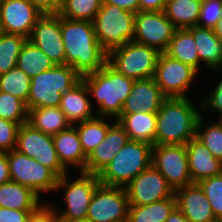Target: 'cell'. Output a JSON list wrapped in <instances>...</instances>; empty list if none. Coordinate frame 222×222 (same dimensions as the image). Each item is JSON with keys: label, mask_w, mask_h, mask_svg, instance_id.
Segmentation results:
<instances>
[{"label": "cell", "mask_w": 222, "mask_h": 222, "mask_svg": "<svg viewBox=\"0 0 222 222\" xmlns=\"http://www.w3.org/2000/svg\"><path fill=\"white\" fill-rule=\"evenodd\" d=\"M202 0H167L163 10L165 16L177 29L196 26Z\"/></svg>", "instance_id": "f546056e"}, {"label": "cell", "mask_w": 222, "mask_h": 222, "mask_svg": "<svg viewBox=\"0 0 222 222\" xmlns=\"http://www.w3.org/2000/svg\"><path fill=\"white\" fill-rule=\"evenodd\" d=\"M53 143L61 165L67 170L69 165L85 172V155L77 129L71 125L68 129L53 135Z\"/></svg>", "instance_id": "603a6c76"}, {"label": "cell", "mask_w": 222, "mask_h": 222, "mask_svg": "<svg viewBox=\"0 0 222 222\" xmlns=\"http://www.w3.org/2000/svg\"><path fill=\"white\" fill-rule=\"evenodd\" d=\"M215 222H222V219H216Z\"/></svg>", "instance_id": "f5cc1de1"}, {"label": "cell", "mask_w": 222, "mask_h": 222, "mask_svg": "<svg viewBox=\"0 0 222 222\" xmlns=\"http://www.w3.org/2000/svg\"><path fill=\"white\" fill-rule=\"evenodd\" d=\"M93 22L96 38L108 53L110 50L132 41L135 13L112 4H102Z\"/></svg>", "instance_id": "52a82bcc"}, {"label": "cell", "mask_w": 222, "mask_h": 222, "mask_svg": "<svg viewBox=\"0 0 222 222\" xmlns=\"http://www.w3.org/2000/svg\"><path fill=\"white\" fill-rule=\"evenodd\" d=\"M26 40L20 35L0 33V75L17 66L18 56Z\"/></svg>", "instance_id": "e575fe53"}, {"label": "cell", "mask_w": 222, "mask_h": 222, "mask_svg": "<svg viewBox=\"0 0 222 222\" xmlns=\"http://www.w3.org/2000/svg\"><path fill=\"white\" fill-rule=\"evenodd\" d=\"M189 97L166 98L157 112L155 145H185L196 135L200 114Z\"/></svg>", "instance_id": "7a4b0ae2"}, {"label": "cell", "mask_w": 222, "mask_h": 222, "mask_svg": "<svg viewBox=\"0 0 222 222\" xmlns=\"http://www.w3.org/2000/svg\"><path fill=\"white\" fill-rule=\"evenodd\" d=\"M78 174V178L72 182L67 177L68 172L58 178L56 191L63 189L66 208L59 213L56 209L58 206H52L60 222L86 219L91 198L100 184L98 175L84 171H79Z\"/></svg>", "instance_id": "ba28073f"}, {"label": "cell", "mask_w": 222, "mask_h": 222, "mask_svg": "<svg viewBox=\"0 0 222 222\" xmlns=\"http://www.w3.org/2000/svg\"><path fill=\"white\" fill-rule=\"evenodd\" d=\"M72 222H92V221H90L89 219H82V220H75Z\"/></svg>", "instance_id": "f907efd6"}, {"label": "cell", "mask_w": 222, "mask_h": 222, "mask_svg": "<svg viewBox=\"0 0 222 222\" xmlns=\"http://www.w3.org/2000/svg\"><path fill=\"white\" fill-rule=\"evenodd\" d=\"M185 147L192 183L220 175L222 161L215 158L199 139H190Z\"/></svg>", "instance_id": "44dd1931"}, {"label": "cell", "mask_w": 222, "mask_h": 222, "mask_svg": "<svg viewBox=\"0 0 222 222\" xmlns=\"http://www.w3.org/2000/svg\"><path fill=\"white\" fill-rule=\"evenodd\" d=\"M0 118L19 125L28 122V109L19 98L0 91Z\"/></svg>", "instance_id": "8d00e7d4"}, {"label": "cell", "mask_w": 222, "mask_h": 222, "mask_svg": "<svg viewBox=\"0 0 222 222\" xmlns=\"http://www.w3.org/2000/svg\"><path fill=\"white\" fill-rule=\"evenodd\" d=\"M176 29L163 11H139L135 13L133 41L165 52Z\"/></svg>", "instance_id": "4fadbf2b"}, {"label": "cell", "mask_w": 222, "mask_h": 222, "mask_svg": "<svg viewBox=\"0 0 222 222\" xmlns=\"http://www.w3.org/2000/svg\"><path fill=\"white\" fill-rule=\"evenodd\" d=\"M42 14H56L61 9L62 0H28Z\"/></svg>", "instance_id": "ee69618b"}, {"label": "cell", "mask_w": 222, "mask_h": 222, "mask_svg": "<svg viewBox=\"0 0 222 222\" xmlns=\"http://www.w3.org/2000/svg\"><path fill=\"white\" fill-rule=\"evenodd\" d=\"M129 140L119 123H113L104 140L87 156L85 172L99 175Z\"/></svg>", "instance_id": "ffe728a7"}, {"label": "cell", "mask_w": 222, "mask_h": 222, "mask_svg": "<svg viewBox=\"0 0 222 222\" xmlns=\"http://www.w3.org/2000/svg\"><path fill=\"white\" fill-rule=\"evenodd\" d=\"M203 119L202 115L198 119L195 137L208 148L215 158L222 161V126L218 122L205 125Z\"/></svg>", "instance_id": "d590c367"}, {"label": "cell", "mask_w": 222, "mask_h": 222, "mask_svg": "<svg viewBox=\"0 0 222 222\" xmlns=\"http://www.w3.org/2000/svg\"><path fill=\"white\" fill-rule=\"evenodd\" d=\"M102 4H112L119 8L137 13L139 12V0H103Z\"/></svg>", "instance_id": "f6af8a7d"}, {"label": "cell", "mask_w": 222, "mask_h": 222, "mask_svg": "<svg viewBox=\"0 0 222 222\" xmlns=\"http://www.w3.org/2000/svg\"><path fill=\"white\" fill-rule=\"evenodd\" d=\"M167 0H139V11H163Z\"/></svg>", "instance_id": "bcb514c9"}, {"label": "cell", "mask_w": 222, "mask_h": 222, "mask_svg": "<svg viewBox=\"0 0 222 222\" xmlns=\"http://www.w3.org/2000/svg\"><path fill=\"white\" fill-rule=\"evenodd\" d=\"M128 206L125 187L100 183L91 198L86 219L92 222H127Z\"/></svg>", "instance_id": "8fae6325"}, {"label": "cell", "mask_w": 222, "mask_h": 222, "mask_svg": "<svg viewBox=\"0 0 222 222\" xmlns=\"http://www.w3.org/2000/svg\"><path fill=\"white\" fill-rule=\"evenodd\" d=\"M165 53L199 72V56L192 33L187 29H176Z\"/></svg>", "instance_id": "83f0119b"}, {"label": "cell", "mask_w": 222, "mask_h": 222, "mask_svg": "<svg viewBox=\"0 0 222 222\" xmlns=\"http://www.w3.org/2000/svg\"><path fill=\"white\" fill-rule=\"evenodd\" d=\"M176 207L191 222H215L209 200L198 183L180 187L174 192Z\"/></svg>", "instance_id": "d6986e66"}, {"label": "cell", "mask_w": 222, "mask_h": 222, "mask_svg": "<svg viewBox=\"0 0 222 222\" xmlns=\"http://www.w3.org/2000/svg\"><path fill=\"white\" fill-rule=\"evenodd\" d=\"M128 134L130 140L155 145L157 113L136 112L120 114L115 120Z\"/></svg>", "instance_id": "d4e9b609"}, {"label": "cell", "mask_w": 222, "mask_h": 222, "mask_svg": "<svg viewBox=\"0 0 222 222\" xmlns=\"http://www.w3.org/2000/svg\"><path fill=\"white\" fill-rule=\"evenodd\" d=\"M112 125L104 117L100 116L73 125L77 129L81 146L86 156L104 140L108 129Z\"/></svg>", "instance_id": "1f68e13d"}, {"label": "cell", "mask_w": 222, "mask_h": 222, "mask_svg": "<svg viewBox=\"0 0 222 222\" xmlns=\"http://www.w3.org/2000/svg\"><path fill=\"white\" fill-rule=\"evenodd\" d=\"M28 40L44 51L55 65H65V49L58 13L42 14Z\"/></svg>", "instance_id": "e0dca14e"}, {"label": "cell", "mask_w": 222, "mask_h": 222, "mask_svg": "<svg viewBox=\"0 0 222 222\" xmlns=\"http://www.w3.org/2000/svg\"><path fill=\"white\" fill-rule=\"evenodd\" d=\"M27 123L34 129L52 136L71 126L59 107L29 109Z\"/></svg>", "instance_id": "4316f807"}, {"label": "cell", "mask_w": 222, "mask_h": 222, "mask_svg": "<svg viewBox=\"0 0 222 222\" xmlns=\"http://www.w3.org/2000/svg\"><path fill=\"white\" fill-rule=\"evenodd\" d=\"M166 98L154 77L135 80L120 114L157 113Z\"/></svg>", "instance_id": "ac0fdd59"}, {"label": "cell", "mask_w": 222, "mask_h": 222, "mask_svg": "<svg viewBox=\"0 0 222 222\" xmlns=\"http://www.w3.org/2000/svg\"><path fill=\"white\" fill-rule=\"evenodd\" d=\"M102 3L103 0H62L58 14L65 19L92 22Z\"/></svg>", "instance_id": "d6a6232c"}, {"label": "cell", "mask_w": 222, "mask_h": 222, "mask_svg": "<svg viewBox=\"0 0 222 222\" xmlns=\"http://www.w3.org/2000/svg\"><path fill=\"white\" fill-rule=\"evenodd\" d=\"M213 92L208 95V97L202 98V104H200L202 109L210 108L218 114L222 113V78L215 86Z\"/></svg>", "instance_id": "b9f144b4"}, {"label": "cell", "mask_w": 222, "mask_h": 222, "mask_svg": "<svg viewBox=\"0 0 222 222\" xmlns=\"http://www.w3.org/2000/svg\"><path fill=\"white\" fill-rule=\"evenodd\" d=\"M71 66L55 65L31 78L27 109L59 107L62 94L81 81Z\"/></svg>", "instance_id": "277c9868"}, {"label": "cell", "mask_w": 222, "mask_h": 222, "mask_svg": "<svg viewBox=\"0 0 222 222\" xmlns=\"http://www.w3.org/2000/svg\"><path fill=\"white\" fill-rule=\"evenodd\" d=\"M198 72L189 65L161 52L155 69L154 79L167 98L187 97Z\"/></svg>", "instance_id": "7c38bea8"}, {"label": "cell", "mask_w": 222, "mask_h": 222, "mask_svg": "<svg viewBox=\"0 0 222 222\" xmlns=\"http://www.w3.org/2000/svg\"><path fill=\"white\" fill-rule=\"evenodd\" d=\"M219 116H220V118H219V120H217V122L222 126V113Z\"/></svg>", "instance_id": "816d5d0a"}, {"label": "cell", "mask_w": 222, "mask_h": 222, "mask_svg": "<svg viewBox=\"0 0 222 222\" xmlns=\"http://www.w3.org/2000/svg\"><path fill=\"white\" fill-rule=\"evenodd\" d=\"M129 205H146L172 197L173 188L164 176L151 164L126 186Z\"/></svg>", "instance_id": "9a60e30c"}, {"label": "cell", "mask_w": 222, "mask_h": 222, "mask_svg": "<svg viewBox=\"0 0 222 222\" xmlns=\"http://www.w3.org/2000/svg\"><path fill=\"white\" fill-rule=\"evenodd\" d=\"M160 52L135 41L110 50L107 63L118 73L134 80L154 77Z\"/></svg>", "instance_id": "8992f818"}, {"label": "cell", "mask_w": 222, "mask_h": 222, "mask_svg": "<svg viewBox=\"0 0 222 222\" xmlns=\"http://www.w3.org/2000/svg\"><path fill=\"white\" fill-rule=\"evenodd\" d=\"M151 164L174 191L192 184L185 145H153Z\"/></svg>", "instance_id": "5bb4252c"}, {"label": "cell", "mask_w": 222, "mask_h": 222, "mask_svg": "<svg viewBox=\"0 0 222 222\" xmlns=\"http://www.w3.org/2000/svg\"><path fill=\"white\" fill-rule=\"evenodd\" d=\"M20 125L0 118V152L15 149Z\"/></svg>", "instance_id": "ab89813d"}, {"label": "cell", "mask_w": 222, "mask_h": 222, "mask_svg": "<svg viewBox=\"0 0 222 222\" xmlns=\"http://www.w3.org/2000/svg\"><path fill=\"white\" fill-rule=\"evenodd\" d=\"M29 187L9 180L0 185V207L14 210H36L42 202Z\"/></svg>", "instance_id": "484cf974"}, {"label": "cell", "mask_w": 222, "mask_h": 222, "mask_svg": "<svg viewBox=\"0 0 222 222\" xmlns=\"http://www.w3.org/2000/svg\"><path fill=\"white\" fill-rule=\"evenodd\" d=\"M15 149L36 159L51 169L59 178L68 171L61 165L53 143V136L34 129L30 124L20 125Z\"/></svg>", "instance_id": "30bf717a"}, {"label": "cell", "mask_w": 222, "mask_h": 222, "mask_svg": "<svg viewBox=\"0 0 222 222\" xmlns=\"http://www.w3.org/2000/svg\"><path fill=\"white\" fill-rule=\"evenodd\" d=\"M222 18V0H202L197 26L213 29Z\"/></svg>", "instance_id": "f35d334b"}, {"label": "cell", "mask_w": 222, "mask_h": 222, "mask_svg": "<svg viewBox=\"0 0 222 222\" xmlns=\"http://www.w3.org/2000/svg\"><path fill=\"white\" fill-rule=\"evenodd\" d=\"M65 64L81 76L100 70L107 63V52L98 42L93 22L60 16Z\"/></svg>", "instance_id": "6da1fadb"}, {"label": "cell", "mask_w": 222, "mask_h": 222, "mask_svg": "<svg viewBox=\"0 0 222 222\" xmlns=\"http://www.w3.org/2000/svg\"><path fill=\"white\" fill-rule=\"evenodd\" d=\"M42 13L28 0H0V30L29 39Z\"/></svg>", "instance_id": "2e32d148"}, {"label": "cell", "mask_w": 222, "mask_h": 222, "mask_svg": "<svg viewBox=\"0 0 222 222\" xmlns=\"http://www.w3.org/2000/svg\"><path fill=\"white\" fill-rule=\"evenodd\" d=\"M81 80L85 83L89 95H93L100 117L120 116L126 98L129 96L134 79L118 73L108 63L100 70L84 75Z\"/></svg>", "instance_id": "3957f363"}, {"label": "cell", "mask_w": 222, "mask_h": 222, "mask_svg": "<svg viewBox=\"0 0 222 222\" xmlns=\"http://www.w3.org/2000/svg\"><path fill=\"white\" fill-rule=\"evenodd\" d=\"M165 222H191L183 213L176 207L168 216Z\"/></svg>", "instance_id": "c3c4849f"}, {"label": "cell", "mask_w": 222, "mask_h": 222, "mask_svg": "<svg viewBox=\"0 0 222 222\" xmlns=\"http://www.w3.org/2000/svg\"><path fill=\"white\" fill-rule=\"evenodd\" d=\"M193 35L199 61L209 69L219 70L222 66V40L213 29L192 26L187 28Z\"/></svg>", "instance_id": "cb8c5ba5"}, {"label": "cell", "mask_w": 222, "mask_h": 222, "mask_svg": "<svg viewBox=\"0 0 222 222\" xmlns=\"http://www.w3.org/2000/svg\"><path fill=\"white\" fill-rule=\"evenodd\" d=\"M7 160L12 181L29 187L40 197L43 192L56 191L59 177L36 159L13 149L7 152Z\"/></svg>", "instance_id": "9c48e42d"}, {"label": "cell", "mask_w": 222, "mask_h": 222, "mask_svg": "<svg viewBox=\"0 0 222 222\" xmlns=\"http://www.w3.org/2000/svg\"><path fill=\"white\" fill-rule=\"evenodd\" d=\"M175 208V195L146 205H129L127 222H165Z\"/></svg>", "instance_id": "f1b7e54d"}, {"label": "cell", "mask_w": 222, "mask_h": 222, "mask_svg": "<svg viewBox=\"0 0 222 222\" xmlns=\"http://www.w3.org/2000/svg\"><path fill=\"white\" fill-rule=\"evenodd\" d=\"M31 78L17 66L0 75V91L11 94L27 104Z\"/></svg>", "instance_id": "836d02e7"}, {"label": "cell", "mask_w": 222, "mask_h": 222, "mask_svg": "<svg viewBox=\"0 0 222 222\" xmlns=\"http://www.w3.org/2000/svg\"><path fill=\"white\" fill-rule=\"evenodd\" d=\"M209 200L216 219H222V175L212 176L198 182Z\"/></svg>", "instance_id": "74e56055"}, {"label": "cell", "mask_w": 222, "mask_h": 222, "mask_svg": "<svg viewBox=\"0 0 222 222\" xmlns=\"http://www.w3.org/2000/svg\"><path fill=\"white\" fill-rule=\"evenodd\" d=\"M88 89L81 80L72 89L62 94L59 109L64 113L71 125L81 123L96 117L92 102L88 99Z\"/></svg>", "instance_id": "7402d4cb"}, {"label": "cell", "mask_w": 222, "mask_h": 222, "mask_svg": "<svg viewBox=\"0 0 222 222\" xmlns=\"http://www.w3.org/2000/svg\"><path fill=\"white\" fill-rule=\"evenodd\" d=\"M152 145L129 140L98 175L101 184L125 187L151 165Z\"/></svg>", "instance_id": "5b68a950"}, {"label": "cell", "mask_w": 222, "mask_h": 222, "mask_svg": "<svg viewBox=\"0 0 222 222\" xmlns=\"http://www.w3.org/2000/svg\"><path fill=\"white\" fill-rule=\"evenodd\" d=\"M11 180L7 152H0V185Z\"/></svg>", "instance_id": "7dc6e473"}, {"label": "cell", "mask_w": 222, "mask_h": 222, "mask_svg": "<svg viewBox=\"0 0 222 222\" xmlns=\"http://www.w3.org/2000/svg\"><path fill=\"white\" fill-rule=\"evenodd\" d=\"M55 64L44 51L40 50L28 39L21 48L18 56L17 67L30 78H33L54 67Z\"/></svg>", "instance_id": "4dcf8cb0"}, {"label": "cell", "mask_w": 222, "mask_h": 222, "mask_svg": "<svg viewBox=\"0 0 222 222\" xmlns=\"http://www.w3.org/2000/svg\"><path fill=\"white\" fill-rule=\"evenodd\" d=\"M213 32L222 40V18L213 28Z\"/></svg>", "instance_id": "681fc988"}, {"label": "cell", "mask_w": 222, "mask_h": 222, "mask_svg": "<svg viewBox=\"0 0 222 222\" xmlns=\"http://www.w3.org/2000/svg\"><path fill=\"white\" fill-rule=\"evenodd\" d=\"M34 210H14L0 207V222H27Z\"/></svg>", "instance_id": "7bdbcfd3"}, {"label": "cell", "mask_w": 222, "mask_h": 222, "mask_svg": "<svg viewBox=\"0 0 222 222\" xmlns=\"http://www.w3.org/2000/svg\"><path fill=\"white\" fill-rule=\"evenodd\" d=\"M27 222H60L56 210L51 204H41L36 210L31 212Z\"/></svg>", "instance_id": "60d3db41"}]
</instances>
